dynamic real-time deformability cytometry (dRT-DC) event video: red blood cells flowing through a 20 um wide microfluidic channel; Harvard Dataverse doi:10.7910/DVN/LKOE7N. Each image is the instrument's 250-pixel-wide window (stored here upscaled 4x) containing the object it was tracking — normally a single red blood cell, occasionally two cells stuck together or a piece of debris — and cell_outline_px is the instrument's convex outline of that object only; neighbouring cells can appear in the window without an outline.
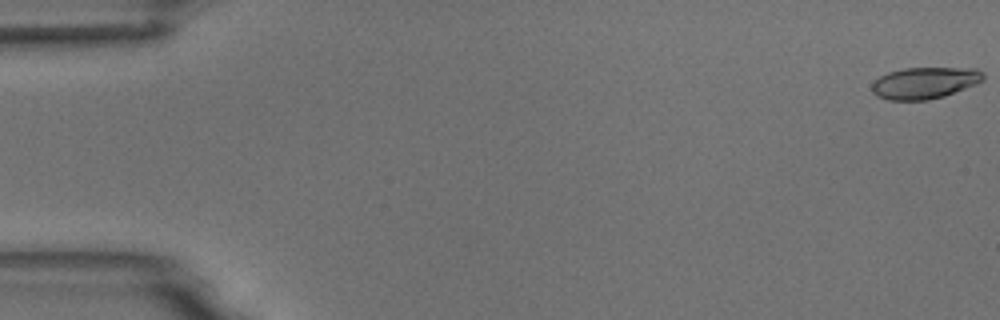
{"species": "common noctule bat (a hibernating species)", "species_latin": "Nyctalus noctula", "temperature_condition": "room temperature", "stored_images_in_passage": 5, "camera_frame_rate_fps": 3000, "um_per_image_px": 0.085, "animal": {"sex": "male", "body_mass_g": 18.8}, "frame": {"image": 1, "passage_image": 1, "time_ms": 0.0, "image_size_px": [1000, 320], "cell_outline_px": [[984, 80], [976, 84], [944, 96], [928, 100], [888, 100], [876, 96], [872, 92], [872, 84], [880, 76], [888, 72], [904, 68], [976, 68], [984, 72]], "centroid_in_image_um": [78.6, 7.04], "position_along_channel_um": 6.4, "area_um2": 20.58}}
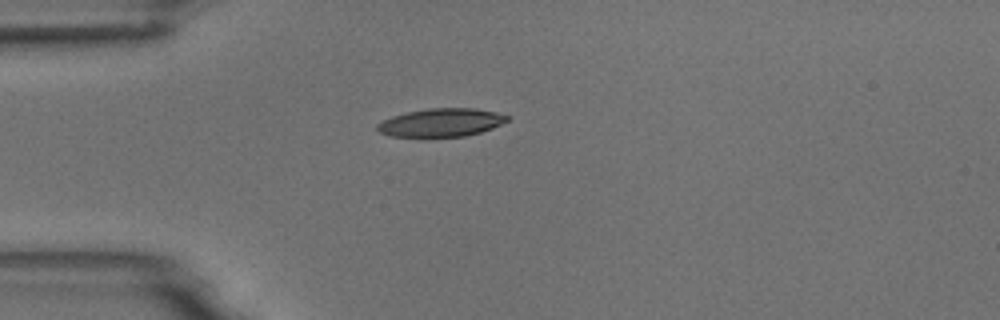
{"frame": {"image": 2, "passage_image": 5, "time_ms": 4.667, "image_size_px": [1000, 320], "cell_outline_px": [[508, 120], [492, 128], [480, 132], [464, 136], [424, 140], [388, 136], [380, 132], [376, 128], [376, 124], [392, 116], [408, 112], [428, 108], [476, 108], [496, 112], [508, 116]], "centroid_in_image_um": [37.42, 10.47], "position_along_channel_um": 47.6, "area_um2": 22.2}}